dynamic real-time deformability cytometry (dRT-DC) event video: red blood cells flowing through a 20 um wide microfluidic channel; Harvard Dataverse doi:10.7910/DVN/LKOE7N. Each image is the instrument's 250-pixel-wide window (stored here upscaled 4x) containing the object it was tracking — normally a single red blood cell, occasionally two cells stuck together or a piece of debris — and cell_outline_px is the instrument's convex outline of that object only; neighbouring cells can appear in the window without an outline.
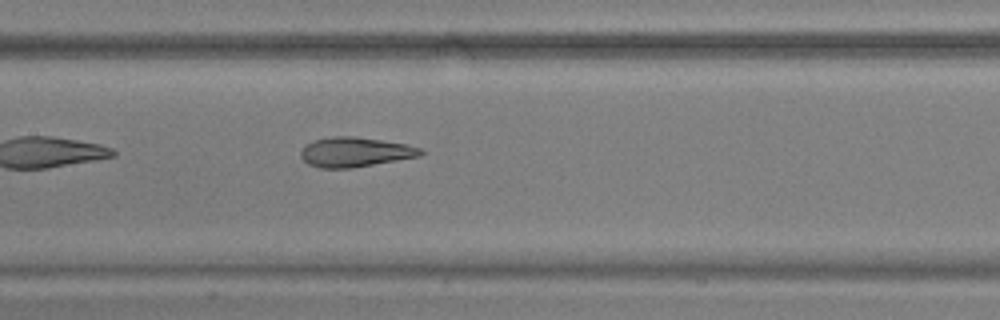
{"species": "common noctule bat (a hibernating species)", "species_latin": "Nyctalus noctula", "temperature_condition": "warm", "stored_images_in_passage": 33, "camera_frame_rate_fps": 3000, "um_per_image_px": 0.085, "animal": {"sex": "male", "body_mass_g": 17.9, "forearm_length_mm": 54.2}, "frame": {"image": 1, "passage_image": 10, "time_ms": 3.0, "image_size_px": [1000, 320], "cell_outline_px": [[424, 152], [420, 156], [352, 168], [320, 168], [308, 164], [300, 156], [300, 152], [308, 144], [316, 140], [332, 136], [352, 136], [408, 144], [424, 148]], "centroid_in_image_um": [30.22, 12.93], "position_along_channel_um": 177.2, "area_um2": 20.63}, "authors_computed_cell_mechanics": {"area_um2": 21.2704, "velocity_mm_per_s": 3.722, "shape_relaxation_time_tau1_ms": 8.2024, "shape_relaxation_time_tau2_ms": 1.7438, "deformation_change_tau1": 0.2352, "deformation_change_tau2": 0.0819}}